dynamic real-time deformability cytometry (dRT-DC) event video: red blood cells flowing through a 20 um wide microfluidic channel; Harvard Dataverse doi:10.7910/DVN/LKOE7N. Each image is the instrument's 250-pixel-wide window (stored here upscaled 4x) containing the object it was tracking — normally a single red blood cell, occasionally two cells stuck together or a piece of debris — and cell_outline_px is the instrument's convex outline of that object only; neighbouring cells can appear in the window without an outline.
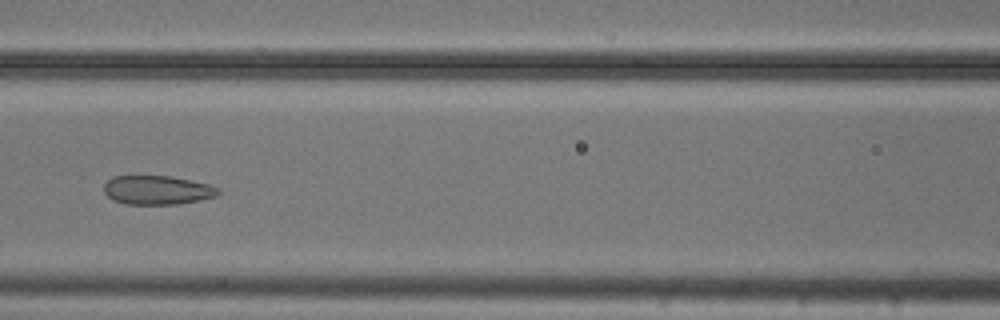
{"species": "common noctule bat (a hibernating species)", "species_latin": "Nyctalus noctula", "temperature_condition": "cold", "stored_images_in_passage": 17, "camera_frame_rate_fps": 3000, "um_per_image_px": 0.085, "animal": {"sex": "male", "body_mass_g": 20.5, "forearm_length_mm": 52.5}, "frame": {"image": 1, "passage_image": 15, "time_ms": 4.667, "image_size_px": [1000, 320], "cell_outline_px": [[220, 192], [216, 196], [200, 200], [180, 204], [124, 204], [112, 200], [104, 192], [104, 184], [112, 176], [172, 176], [208, 184], [220, 188]], "centroid_in_image_um": [13.36, 16.16], "position_along_channel_um": 153.2, "area_um2": 19.42}}